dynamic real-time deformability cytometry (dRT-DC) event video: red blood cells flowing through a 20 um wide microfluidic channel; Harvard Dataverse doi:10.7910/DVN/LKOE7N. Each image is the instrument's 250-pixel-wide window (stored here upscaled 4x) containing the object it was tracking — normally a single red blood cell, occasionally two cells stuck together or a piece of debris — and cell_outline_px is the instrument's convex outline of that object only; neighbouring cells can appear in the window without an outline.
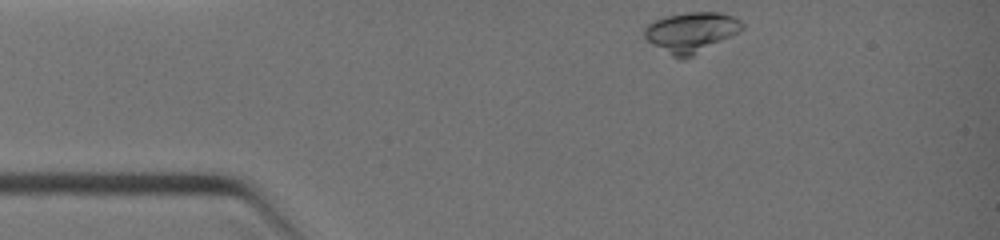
{"species": "common noctule bat (a hibernating species)", "species_latin": "Nyctalus noctula", "temperature_condition": "warm", "stored_images_in_passage": 16, "camera_frame_rate_fps": 3000, "um_per_image_px": 0.085, "animal": {"sex": "female", "body_mass_g": 19.0, "forearm_length_mm": 51.5}, "frame": {"image": 1, "passage_image": 1, "time_ms": 0.0, "image_size_px": [1000, 240], "cell_outline_px": [[744, 28], [692, 56], [680, 60], [672, 56], [652, 44], [644, 36], [644, 28], [652, 20], [664, 16], [688, 12], [720, 12], [732, 16], [740, 20], [744, 24]], "centroid_in_image_um": [58.7, 2.72], "position_along_channel_um": 26.3, "area_um2": 22.66}}
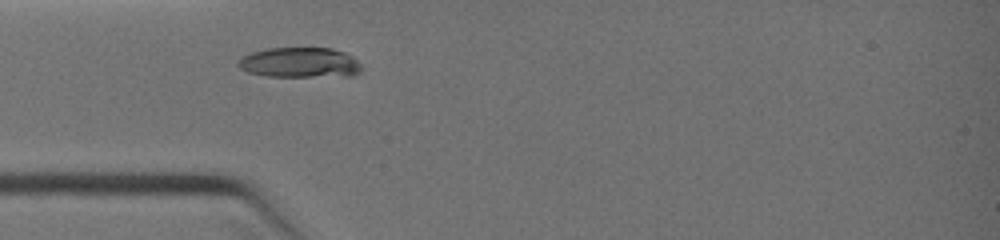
{"frame": {"image": 2, "passage_image": 6, "time_ms": 1.667, "image_size_px": [1000, 240], "cell_outline_px": [[360, 72], [356, 76], [264, 76], [248, 72], [240, 68], [236, 64], [236, 60], [252, 52], [268, 48], [332, 48], [344, 52], [352, 56], [360, 64]], "centroid_in_image_um": [25.48, 5.32], "position_along_channel_um": 59.5, "area_um2": 21.79}}